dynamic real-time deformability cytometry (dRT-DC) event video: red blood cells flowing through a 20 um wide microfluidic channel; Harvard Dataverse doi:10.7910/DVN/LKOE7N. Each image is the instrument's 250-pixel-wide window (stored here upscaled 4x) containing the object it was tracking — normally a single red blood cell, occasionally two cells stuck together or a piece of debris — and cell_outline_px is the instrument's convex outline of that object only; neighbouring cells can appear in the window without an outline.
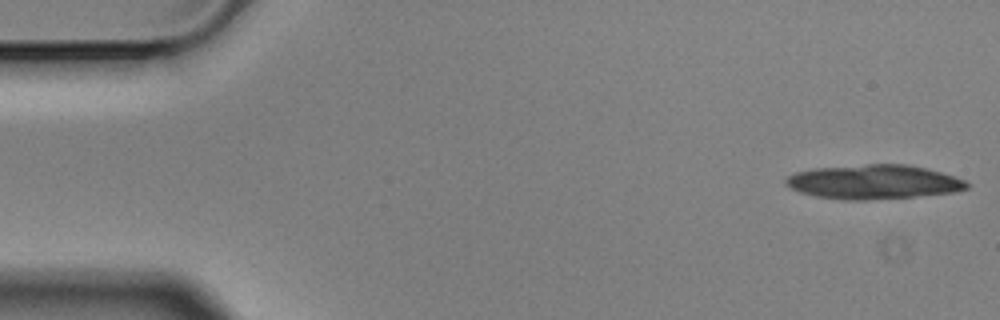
{"species": "Egyptian fruit bat (a non-hibernating species)", "species_latin": "Rousettus aegyptiacus", "temperature_condition": "cold", "stored_images_in_passage": 12, "camera_frame_rate_fps": 3000, "um_per_image_px": 0.085, "animal": {"sex": "male"}, "frame": {"image": 1, "passage_image": 1, "time_ms": 0.0, "image_size_px": [1000, 320], "cell_outline_px": [[972, 184], [968, 188], [952, 192], [912, 196], [864, 200], [844, 200], [816, 196], [800, 192], [784, 184], [784, 180], [788, 176], [796, 172], [812, 168], [868, 164], [908, 164], [940, 172], [964, 180]], "centroid_in_image_um": [74.22, 15.45], "position_along_channel_um": 10.8, "area_um2": 35.89}}